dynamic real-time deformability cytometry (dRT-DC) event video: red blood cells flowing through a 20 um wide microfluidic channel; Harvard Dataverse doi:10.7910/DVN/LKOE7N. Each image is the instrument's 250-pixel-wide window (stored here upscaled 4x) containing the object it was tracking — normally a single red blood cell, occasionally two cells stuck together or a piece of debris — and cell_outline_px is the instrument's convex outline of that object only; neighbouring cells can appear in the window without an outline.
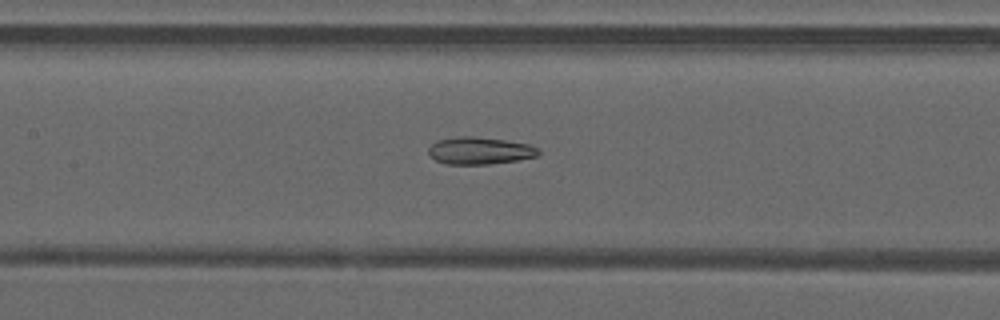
{"species": "common noctule bat (a hibernating species)", "species_latin": "Nyctalus noctula", "temperature_condition": "warm", "stored_images_in_passage": 18, "camera_frame_rate_fps": 3000, "um_per_image_px": 0.085, "animal": {"sex": "male", "forearm_length_mm": 52.5}, "frame": {"image": 1, "passage_image": 8, "time_ms": 2.333, "image_size_px": [1000, 320], "cell_outline_px": [[540, 152], [536, 156], [520, 160], [488, 164], [444, 164], [436, 160], [428, 152], [428, 148], [432, 144], [440, 140], [460, 136], [472, 136], [504, 140], [528, 144], [536, 148]], "centroid_in_image_um": [40.77, 12.82], "position_along_channel_um": 166.6, "area_um2": 17.22}}
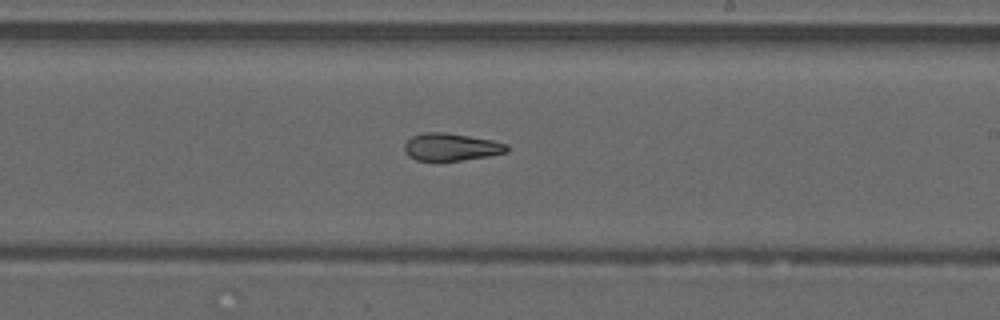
{"frame": {"image": 2, "passage_image": 14, "time_ms": 4.333, "image_size_px": [1000, 320], "cell_outline_px": [[508, 152], [488, 156], [460, 160], [416, 160], [408, 156], [404, 152], [404, 144], [412, 136], [424, 132], [444, 132], [492, 140], [508, 144]], "centroid_in_image_um": [38.33, 12.49], "position_along_channel_um": 250.7, "area_um2": 16.3}}
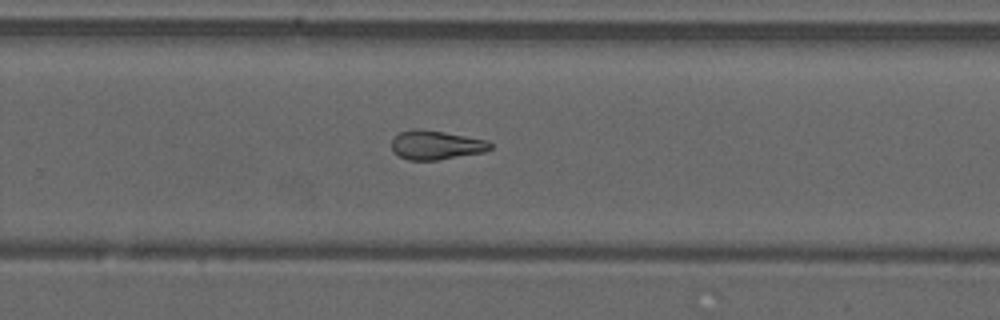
{"frame": {"image": 3, "passage_image": 17, "time_ms": 5.333, "image_size_px": [1000, 320], "cell_outline_px": [[492, 148], [484, 152], [436, 160], [408, 160], [392, 152], [392, 140], [400, 132], [416, 128], [420, 128], [444, 132], [488, 140], [492, 144]], "centroid_in_image_um": [37.06, 12.32], "position_along_channel_um": 292.7, "area_um2": 16.7}}